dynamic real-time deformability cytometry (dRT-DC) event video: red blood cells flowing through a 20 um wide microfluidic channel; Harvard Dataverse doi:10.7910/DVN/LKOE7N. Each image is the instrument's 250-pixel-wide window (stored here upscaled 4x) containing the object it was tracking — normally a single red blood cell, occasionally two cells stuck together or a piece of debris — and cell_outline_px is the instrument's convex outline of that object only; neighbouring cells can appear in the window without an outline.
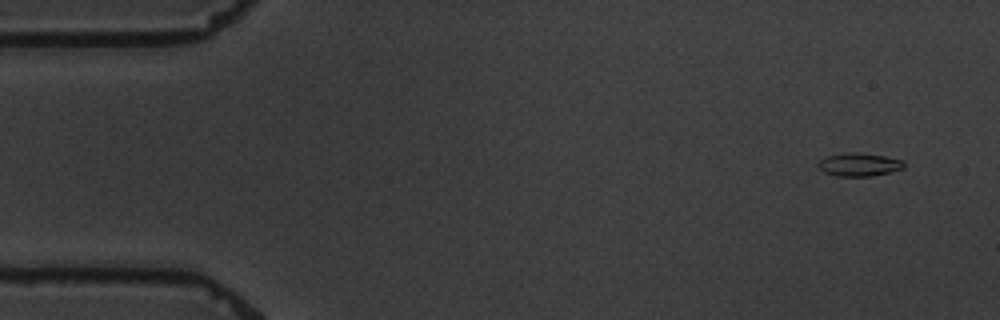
{"species": "common noctule bat (a hibernating species)", "species_latin": "Nyctalus noctula", "temperature_condition": "warm", "stored_images_in_passage": 7, "camera_frame_rate_fps": 3000, "um_per_image_px": 0.085, "animal": {"sex": "male", "body_mass_g": 19.5, "forearm_length_mm": 54.6}, "frame": {"image": 1, "passage_image": 1, "time_ms": 0.0, "image_size_px": [1000, 320], "cell_outline_px": [[904, 168], [872, 176], [836, 176], [824, 172], [816, 164], [820, 160], [828, 156], [852, 152], [884, 156], [904, 160]], "centroid_in_image_um": [73.03, 14.0], "position_along_channel_um": 12.0, "area_um2": 11.39}}
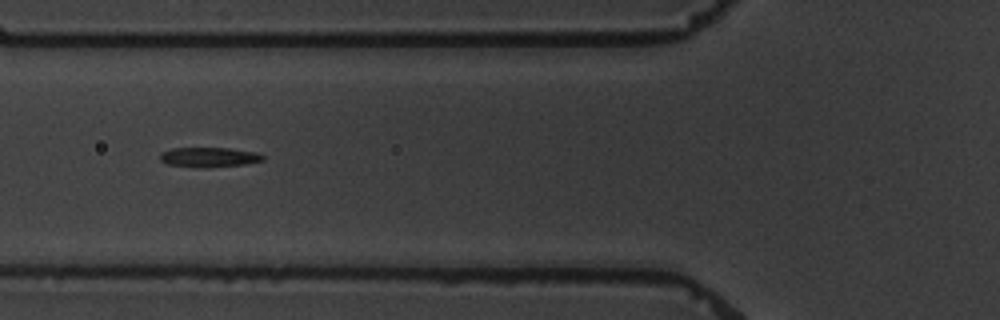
{"frame": {"image": 2, "passage_image": 6, "time_ms": 6.0, "image_size_px": [1000, 320], "cell_outline_px": [[264, 160], [244, 164], [204, 168], [168, 164], [160, 160], [160, 152], [172, 148], [228, 148], [256, 152], [264, 156]], "centroid_in_image_um": [17.75, 13.35], "position_along_channel_um": 108.0, "area_um2": 11.79}}
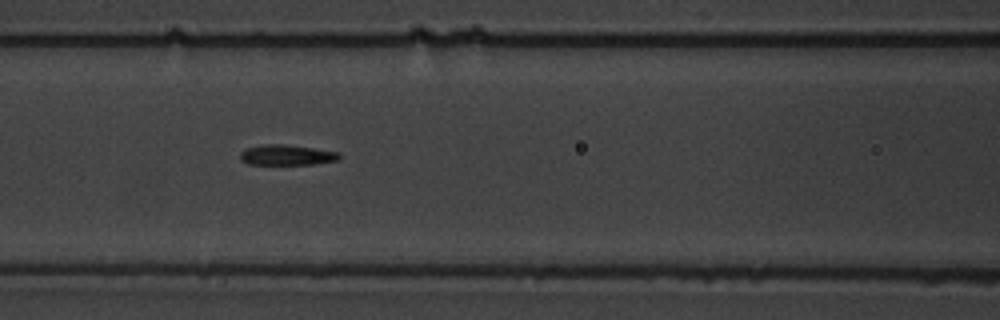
{"frame": {"image": 3, "passage_image": 7, "time_ms": 7.0, "image_size_px": [1000, 320], "cell_outline_px": [[340, 160], [316, 164], [248, 164], [240, 160], [240, 152], [248, 148], [264, 144], [280, 144], [312, 148], [340, 152]], "centroid_in_image_um": [24.39, 13.18], "position_along_channel_um": 142.2, "area_um2": 11.73}}